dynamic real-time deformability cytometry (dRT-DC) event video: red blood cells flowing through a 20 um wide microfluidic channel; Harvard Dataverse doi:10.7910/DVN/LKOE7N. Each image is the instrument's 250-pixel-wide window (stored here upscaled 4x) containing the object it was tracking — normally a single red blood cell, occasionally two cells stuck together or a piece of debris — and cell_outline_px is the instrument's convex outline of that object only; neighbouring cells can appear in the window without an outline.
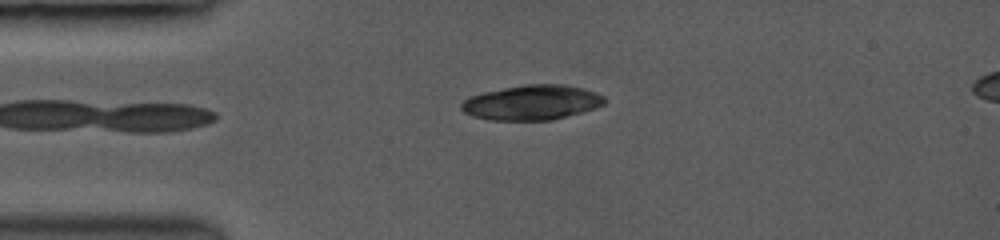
{"species": "common noctule bat (a hibernating species)", "species_latin": "Nyctalus noctula", "temperature_condition": "room temperature", "stored_images_in_passage": 9, "camera_frame_rate_fps": 3500, "um_per_image_px": 0.085, "animal": {"sex": "female", "body_mass_g": 19.0, "forearm_length_mm": 53.3}, "frame": {"image": 1, "passage_image": 9, "time_ms": 2.286, "image_size_px": [1000, 240], "cell_outline_px": [[604, 104], [596, 108], [552, 120], [488, 120], [472, 116], [464, 112], [460, 108], [460, 104], [464, 100], [472, 96], [484, 92], [504, 88], [528, 84], [560, 84], [580, 88], [604, 96]], "centroid_in_image_um": [45.17, 8.73], "position_along_channel_um": 39.8, "area_um2": 28.78}}